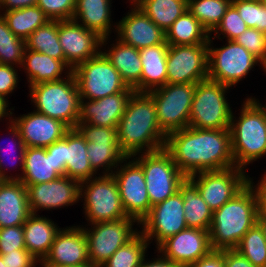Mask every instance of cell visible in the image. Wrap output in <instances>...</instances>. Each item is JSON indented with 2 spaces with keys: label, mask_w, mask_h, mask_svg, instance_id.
I'll use <instances>...</instances> for the list:
<instances>
[{
  "label": "cell",
  "mask_w": 266,
  "mask_h": 267,
  "mask_svg": "<svg viewBox=\"0 0 266 267\" xmlns=\"http://www.w3.org/2000/svg\"><path fill=\"white\" fill-rule=\"evenodd\" d=\"M164 149L186 177L235 166L229 129L189 126L167 134Z\"/></svg>",
  "instance_id": "1"
},
{
  "label": "cell",
  "mask_w": 266,
  "mask_h": 267,
  "mask_svg": "<svg viewBox=\"0 0 266 267\" xmlns=\"http://www.w3.org/2000/svg\"><path fill=\"white\" fill-rule=\"evenodd\" d=\"M166 134L161 130L156 106L148 92H134L117 125V140L126 157L164 148Z\"/></svg>",
  "instance_id": "2"
},
{
  "label": "cell",
  "mask_w": 266,
  "mask_h": 267,
  "mask_svg": "<svg viewBox=\"0 0 266 267\" xmlns=\"http://www.w3.org/2000/svg\"><path fill=\"white\" fill-rule=\"evenodd\" d=\"M259 208L254 190L247 184L231 200L213 211L209 228L213 250L233 249L257 223Z\"/></svg>",
  "instance_id": "3"
},
{
  "label": "cell",
  "mask_w": 266,
  "mask_h": 267,
  "mask_svg": "<svg viewBox=\"0 0 266 267\" xmlns=\"http://www.w3.org/2000/svg\"><path fill=\"white\" fill-rule=\"evenodd\" d=\"M239 110V117L233 112L231 115V147L235 166L247 170L248 165L266 156V122L264 112L249 96Z\"/></svg>",
  "instance_id": "4"
},
{
  "label": "cell",
  "mask_w": 266,
  "mask_h": 267,
  "mask_svg": "<svg viewBox=\"0 0 266 267\" xmlns=\"http://www.w3.org/2000/svg\"><path fill=\"white\" fill-rule=\"evenodd\" d=\"M29 97L34 111L76 128L80 116V94L73 73L59 81L30 86Z\"/></svg>",
  "instance_id": "5"
},
{
  "label": "cell",
  "mask_w": 266,
  "mask_h": 267,
  "mask_svg": "<svg viewBox=\"0 0 266 267\" xmlns=\"http://www.w3.org/2000/svg\"><path fill=\"white\" fill-rule=\"evenodd\" d=\"M230 87L210 79L196 84L189 126L197 129H229L232 107L227 94Z\"/></svg>",
  "instance_id": "6"
},
{
  "label": "cell",
  "mask_w": 266,
  "mask_h": 267,
  "mask_svg": "<svg viewBox=\"0 0 266 267\" xmlns=\"http://www.w3.org/2000/svg\"><path fill=\"white\" fill-rule=\"evenodd\" d=\"M79 201L88 224L130 218L126 215L112 174L80 182Z\"/></svg>",
  "instance_id": "7"
},
{
  "label": "cell",
  "mask_w": 266,
  "mask_h": 267,
  "mask_svg": "<svg viewBox=\"0 0 266 267\" xmlns=\"http://www.w3.org/2000/svg\"><path fill=\"white\" fill-rule=\"evenodd\" d=\"M213 42L208 40V79L233 88L247 78L254 67L260 66L265 71V65L234 40H225V46L217 48Z\"/></svg>",
  "instance_id": "8"
},
{
  "label": "cell",
  "mask_w": 266,
  "mask_h": 267,
  "mask_svg": "<svg viewBox=\"0 0 266 267\" xmlns=\"http://www.w3.org/2000/svg\"><path fill=\"white\" fill-rule=\"evenodd\" d=\"M132 157L143 168L151 207L174 195L179 191V185L186 179L164 148Z\"/></svg>",
  "instance_id": "9"
},
{
  "label": "cell",
  "mask_w": 266,
  "mask_h": 267,
  "mask_svg": "<svg viewBox=\"0 0 266 267\" xmlns=\"http://www.w3.org/2000/svg\"><path fill=\"white\" fill-rule=\"evenodd\" d=\"M80 99L96 100L108 95L134 90L126 85L118 70L100 52L72 69Z\"/></svg>",
  "instance_id": "10"
},
{
  "label": "cell",
  "mask_w": 266,
  "mask_h": 267,
  "mask_svg": "<svg viewBox=\"0 0 266 267\" xmlns=\"http://www.w3.org/2000/svg\"><path fill=\"white\" fill-rule=\"evenodd\" d=\"M81 226L88 242L89 262L95 267L104 264L118 248L130 241L140 231L139 223L133 218Z\"/></svg>",
  "instance_id": "11"
},
{
  "label": "cell",
  "mask_w": 266,
  "mask_h": 267,
  "mask_svg": "<svg viewBox=\"0 0 266 267\" xmlns=\"http://www.w3.org/2000/svg\"><path fill=\"white\" fill-rule=\"evenodd\" d=\"M196 84H165L148 92L155 103L158 124L167 135L189 127Z\"/></svg>",
  "instance_id": "12"
},
{
  "label": "cell",
  "mask_w": 266,
  "mask_h": 267,
  "mask_svg": "<svg viewBox=\"0 0 266 267\" xmlns=\"http://www.w3.org/2000/svg\"><path fill=\"white\" fill-rule=\"evenodd\" d=\"M112 175L126 215L140 223L151 209L142 166L133 157H126Z\"/></svg>",
  "instance_id": "13"
},
{
  "label": "cell",
  "mask_w": 266,
  "mask_h": 267,
  "mask_svg": "<svg viewBox=\"0 0 266 267\" xmlns=\"http://www.w3.org/2000/svg\"><path fill=\"white\" fill-rule=\"evenodd\" d=\"M76 129L85 138L90 165L98 175L112 174L126 158L119 148L117 128L78 123Z\"/></svg>",
  "instance_id": "14"
},
{
  "label": "cell",
  "mask_w": 266,
  "mask_h": 267,
  "mask_svg": "<svg viewBox=\"0 0 266 267\" xmlns=\"http://www.w3.org/2000/svg\"><path fill=\"white\" fill-rule=\"evenodd\" d=\"M212 211L231 200L248 184V173L240 167L204 171L188 177Z\"/></svg>",
  "instance_id": "15"
},
{
  "label": "cell",
  "mask_w": 266,
  "mask_h": 267,
  "mask_svg": "<svg viewBox=\"0 0 266 267\" xmlns=\"http://www.w3.org/2000/svg\"><path fill=\"white\" fill-rule=\"evenodd\" d=\"M184 202L180 191L151 207L148 215L139 223L140 232L157 248L167 238L187 227L184 218ZM154 240V242H153Z\"/></svg>",
  "instance_id": "16"
},
{
  "label": "cell",
  "mask_w": 266,
  "mask_h": 267,
  "mask_svg": "<svg viewBox=\"0 0 266 267\" xmlns=\"http://www.w3.org/2000/svg\"><path fill=\"white\" fill-rule=\"evenodd\" d=\"M167 84L194 83L208 79V44L169 45Z\"/></svg>",
  "instance_id": "17"
},
{
  "label": "cell",
  "mask_w": 266,
  "mask_h": 267,
  "mask_svg": "<svg viewBox=\"0 0 266 267\" xmlns=\"http://www.w3.org/2000/svg\"><path fill=\"white\" fill-rule=\"evenodd\" d=\"M26 188L31 213L68 208L80 203V182L66 175L53 181L28 185Z\"/></svg>",
  "instance_id": "18"
},
{
  "label": "cell",
  "mask_w": 266,
  "mask_h": 267,
  "mask_svg": "<svg viewBox=\"0 0 266 267\" xmlns=\"http://www.w3.org/2000/svg\"><path fill=\"white\" fill-rule=\"evenodd\" d=\"M58 37L65 56V65L72 71L101 52L102 38L74 19L58 21Z\"/></svg>",
  "instance_id": "19"
},
{
  "label": "cell",
  "mask_w": 266,
  "mask_h": 267,
  "mask_svg": "<svg viewBox=\"0 0 266 267\" xmlns=\"http://www.w3.org/2000/svg\"><path fill=\"white\" fill-rule=\"evenodd\" d=\"M212 250L209 231L186 228L163 241L154 253L159 252L180 267H188Z\"/></svg>",
  "instance_id": "20"
},
{
  "label": "cell",
  "mask_w": 266,
  "mask_h": 267,
  "mask_svg": "<svg viewBox=\"0 0 266 267\" xmlns=\"http://www.w3.org/2000/svg\"><path fill=\"white\" fill-rule=\"evenodd\" d=\"M90 265L88 242L82 226L61 228L40 266Z\"/></svg>",
  "instance_id": "21"
},
{
  "label": "cell",
  "mask_w": 266,
  "mask_h": 267,
  "mask_svg": "<svg viewBox=\"0 0 266 267\" xmlns=\"http://www.w3.org/2000/svg\"><path fill=\"white\" fill-rule=\"evenodd\" d=\"M131 4V5H130ZM131 8L117 22L116 37L125 44L142 49L166 42V33L134 3L129 1Z\"/></svg>",
  "instance_id": "22"
},
{
  "label": "cell",
  "mask_w": 266,
  "mask_h": 267,
  "mask_svg": "<svg viewBox=\"0 0 266 267\" xmlns=\"http://www.w3.org/2000/svg\"><path fill=\"white\" fill-rule=\"evenodd\" d=\"M12 109L11 120L18 127L26 147L46 148L64 138L70 128L63 122L36 111L16 117ZM15 115V116H14Z\"/></svg>",
  "instance_id": "23"
},
{
  "label": "cell",
  "mask_w": 266,
  "mask_h": 267,
  "mask_svg": "<svg viewBox=\"0 0 266 267\" xmlns=\"http://www.w3.org/2000/svg\"><path fill=\"white\" fill-rule=\"evenodd\" d=\"M135 90L108 95L96 100L80 99V116L78 123L117 128L120 118L127 108Z\"/></svg>",
  "instance_id": "24"
},
{
  "label": "cell",
  "mask_w": 266,
  "mask_h": 267,
  "mask_svg": "<svg viewBox=\"0 0 266 267\" xmlns=\"http://www.w3.org/2000/svg\"><path fill=\"white\" fill-rule=\"evenodd\" d=\"M110 40V37L102 38L101 52L118 70L126 85L136 92H141L142 63L139 49L123 43L117 37L113 40L114 43L108 44Z\"/></svg>",
  "instance_id": "25"
},
{
  "label": "cell",
  "mask_w": 266,
  "mask_h": 267,
  "mask_svg": "<svg viewBox=\"0 0 266 267\" xmlns=\"http://www.w3.org/2000/svg\"><path fill=\"white\" fill-rule=\"evenodd\" d=\"M31 214L26 186L19 180L0 184V229L23 225Z\"/></svg>",
  "instance_id": "26"
},
{
  "label": "cell",
  "mask_w": 266,
  "mask_h": 267,
  "mask_svg": "<svg viewBox=\"0 0 266 267\" xmlns=\"http://www.w3.org/2000/svg\"><path fill=\"white\" fill-rule=\"evenodd\" d=\"M112 0H76L73 18L101 38L115 35L117 22L113 23ZM113 30V31H112Z\"/></svg>",
  "instance_id": "27"
},
{
  "label": "cell",
  "mask_w": 266,
  "mask_h": 267,
  "mask_svg": "<svg viewBox=\"0 0 266 267\" xmlns=\"http://www.w3.org/2000/svg\"><path fill=\"white\" fill-rule=\"evenodd\" d=\"M60 229L58 223L49 217L31 213L23 224L26 250L41 262Z\"/></svg>",
  "instance_id": "28"
},
{
  "label": "cell",
  "mask_w": 266,
  "mask_h": 267,
  "mask_svg": "<svg viewBox=\"0 0 266 267\" xmlns=\"http://www.w3.org/2000/svg\"><path fill=\"white\" fill-rule=\"evenodd\" d=\"M21 69L26 73L28 87L42 82L59 81L72 72L61 60L30 49L24 52L19 72Z\"/></svg>",
  "instance_id": "29"
},
{
  "label": "cell",
  "mask_w": 266,
  "mask_h": 267,
  "mask_svg": "<svg viewBox=\"0 0 266 267\" xmlns=\"http://www.w3.org/2000/svg\"><path fill=\"white\" fill-rule=\"evenodd\" d=\"M65 175L79 182L98 175L90 165L85 138L76 128L65 134Z\"/></svg>",
  "instance_id": "30"
},
{
  "label": "cell",
  "mask_w": 266,
  "mask_h": 267,
  "mask_svg": "<svg viewBox=\"0 0 266 267\" xmlns=\"http://www.w3.org/2000/svg\"><path fill=\"white\" fill-rule=\"evenodd\" d=\"M168 48V43H162L139 50L142 63L141 92H150L166 84Z\"/></svg>",
  "instance_id": "31"
},
{
  "label": "cell",
  "mask_w": 266,
  "mask_h": 267,
  "mask_svg": "<svg viewBox=\"0 0 266 267\" xmlns=\"http://www.w3.org/2000/svg\"><path fill=\"white\" fill-rule=\"evenodd\" d=\"M59 177L52 155L45 148H25L23 173L19 181L28 186L53 181Z\"/></svg>",
  "instance_id": "32"
},
{
  "label": "cell",
  "mask_w": 266,
  "mask_h": 267,
  "mask_svg": "<svg viewBox=\"0 0 266 267\" xmlns=\"http://www.w3.org/2000/svg\"><path fill=\"white\" fill-rule=\"evenodd\" d=\"M183 196L184 218L188 228H197L209 231L213 211L203 200L196 185L188 178L179 185Z\"/></svg>",
  "instance_id": "33"
},
{
  "label": "cell",
  "mask_w": 266,
  "mask_h": 267,
  "mask_svg": "<svg viewBox=\"0 0 266 267\" xmlns=\"http://www.w3.org/2000/svg\"><path fill=\"white\" fill-rule=\"evenodd\" d=\"M209 37V32L188 10L166 31L168 45L208 44Z\"/></svg>",
  "instance_id": "34"
},
{
  "label": "cell",
  "mask_w": 266,
  "mask_h": 267,
  "mask_svg": "<svg viewBox=\"0 0 266 267\" xmlns=\"http://www.w3.org/2000/svg\"><path fill=\"white\" fill-rule=\"evenodd\" d=\"M165 33L188 8V0H130Z\"/></svg>",
  "instance_id": "35"
},
{
  "label": "cell",
  "mask_w": 266,
  "mask_h": 267,
  "mask_svg": "<svg viewBox=\"0 0 266 267\" xmlns=\"http://www.w3.org/2000/svg\"><path fill=\"white\" fill-rule=\"evenodd\" d=\"M0 15L6 21L12 33L23 40H26L37 28L50 21L37 5L0 11Z\"/></svg>",
  "instance_id": "36"
},
{
  "label": "cell",
  "mask_w": 266,
  "mask_h": 267,
  "mask_svg": "<svg viewBox=\"0 0 266 267\" xmlns=\"http://www.w3.org/2000/svg\"><path fill=\"white\" fill-rule=\"evenodd\" d=\"M6 126H7L6 129H7L9 138L11 139L12 142L8 143L10 145H7L6 146L7 148L4 146L1 147L2 144L0 145V177L3 180H20L22 177V173H23L24 155H25L26 146L23 142V139L21 138L18 127L14 124V122L11 120L6 123ZM8 147H11V148H8ZM13 150L16 152L12 153ZM16 153H18V155H15ZM10 154H11V157L8 156L9 159L5 157V155L7 156ZM9 160H12V161H9ZM8 165H10L9 167H11V170H13L14 168L16 169L18 166H20L18 167L19 170H17L20 172L14 173L15 175H13L12 173L8 174V171L11 172V170H8L10 169L9 167H7Z\"/></svg>",
  "instance_id": "37"
},
{
  "label": "cell",
  "mask_w": 266,
  "mask_h": 267,
  "mask_svg": "<svg viewBox=\"0 0 266 267\" xmlns=\"http://www.w3.org/2000/svg\"><path fill=\"white\" fill-rule=\"evenodd\" d=\"M26 49L46 54L65 64V56L58 37V20H50L37 28L26 40Z\"/></svg>",
  "instance_id": "38"
},
{
  "label": "cell",
  "mask_w": 266,
  "mask_h": 267,
  "mask_svg": "<svg viewBox=\"0 0 266 267\" xmlns=\"http://www.w3.org/2000/svg\"><path fill=\"white\" fill-rule=\"evenodd\" d=\"M148 248H151L148 240L139 231L100 267H139Z\"/></svg>",
  "instance_id": "39"
},
{
  "label": "cell",
  "mask_w": 266,
  "mask_h": 267,
  "mask_svg": "<svg viewBox=\"0 0 266 267\" xmlns=\"http://www.w3.org/2000/svg\"><path fill=\"white\" fill-rule=\"evenodd\" d=\"M232 0H188L187 10L209 34L217 27Z\"/></svg>",
  "instance_id": "40"
},
{
  "label": "cell",
  "mask_w": 266,
  "mask_h": 267,
  "mask_svg": "<svg viewBox=\"0 0 266 267\" xmlns=\"http://www.w3.org/2000/svg\"><path fill=\"white\" fill-rule=\"evenodd\" d=\"M26 41L15 36L0 15V64L21 67Z\"/></svg>",
  "instance_id": "41"
},
{
  "label": "cell",
  "mask_w": 266,
  "mask_h": 267,
  "mask_svg": "<svg viewBox=\"0 0 266 267\" xmlns=\"http://www.w3.org/2000/svg\"><path fill=\"white\" fill-rule=\"evenodd\" d=\"M235 249L254 266L266 267V238L257 223L241 238Z\"/></svg>",
  "instance_id": "42"
},
{
  "label": "cell",
  "mask_w": 266,
  "mask_h": 267,
  "mask_svg": "<svg viewBox=\"0 0 266 267\" xmlns=\"http://www.w3.org/2000/svg\"><path fill=\"white\" fill-rule=\"evenodd\" d=\"M231 4L249 28H256L266 34V8L262 1L232 0Z\"/></svg>",
  "instance_id": "43"
},
{
  "label": "cell",
  "mask_w": 266,
  "mask_h": 267,
  "mask_svg": "<svg viewBox=\"0 0 266 267\" xmlns=\"http://www.w3.org/2000/svg\"><path fill=\"white\" fill-rule=\"evenodd\" d=\"M249 27L245 21L240 17L236 8L230 4L227 8L225 15L221 19L217 27L210 33L209 39L215 40L216 38L234 40L240 34H242ZM212 34H214L212 36ZM222 36V37H221Z\"/></svg>",
  "instance_id": "44"
},
{
  "label": "cell",
  "mask_w": 266,
  "mask_h": 267,
  "mask_svg": "<svg viewBox=\"0 0 266 267\" xmlns=\"http://www.w3.org/2000/svg\"><path fill=\"white\" fill-rule=\"evenodd\" d=\"M266 66V34L256 28H248L234 39Z\"/></svg>",
  "instance_id": "45"
},
{
  "label": "cell",
  "mask_w": 266,
  "mask_h": 267,
  "mask_svg": "<svg viewBox=\"0 0 266 267\" xmlns=\"http://www.w3.org/2000/svg\"><path fill=\"white\" fill-rule=\"evenodd\" d=\"M76 0H37V6L50 20L73 18Z\"/></svg>",
  "instance_id": "46"
},
{
  "label": "cell",
  "mask_w": 266,
  "mask_h": 267,
  "mask_svg": "<svg viewBox=\"0 0 266 267\" xmlns=\"http://www.w3.org/2000/svg\"><path fill=\"white\" fill-rule=\"evenodd\" d=\"M26 249L23 225L10 226L0 229V255Z\"/></svg>",
  "instance_id": "47"
},
{
  "label": "cell",
  "mask_w": 266,
  "mask_h": 267,
  "mask_svg": "<svg viewBox=\"0 0 266 267\" xmlns=\"http://www.w3.org/2000/svg\"><path fill=\"white\" fill-rule=\"evenodd\" d=\"M19 69V67L12 65L0 64V96L8 102L11 93L13 94L14 90L19 88L18 84L21 80L19 77L21 73H18Z\"/></svg>",
  "instance_id": "48"
},
{
  "label": "cell",
  "mask_w": 266,
  "mask_h": 267,
  "mask_svg": "<svg viewBox=\"0 0 266 267\" xmlns=\"http://www.w3.org/2000/svg\"><path fill=\"white\" fill-rule=\"evenodd\" d=\"M5 267H37L40 266L37 260L26 249H17L14 252H9L1 255Z\"/></svg>",
  "instance_id": "49"
},
{
  "label": "cell",
  "mask_w": 266,
  "mask_h": 267,
  "mask_svg": "<svg viewBox=\"0 0 266 267\" xmlns=\"http://www.w3.org/2000/svg\"><path fill=\"white\" fill-rule=\"evenodd\" d=\"M46 151L52 155L55 164V171L60 175H65V136L55 143L47 146Z\"/></svg>",
  "instance_id": "50"
},
{
  "label": "cell",
  "mask_w": 266,
  "mask_h": 267,
  "mask_svg": "<svg viewBox=\"0 0 266 267\" xmlns=\"http://www.w3.org/2000/svg\"><path fill=\"white\" fill-rule=\"evenodd\" d=\"M224 255L225 267H257L254 266L247 258L239 253L235 248L221 249Z\"/></svg>",
  "instance_id": "51"
},
{
  "label": "cell",
  "mask_w": 266,
  "mask_h": 267,
  "mask_svg": "<svg viewBox=\"0 0 266 267\" xmlns=\"http://www.w3.org/2000/svg\"><path fill=\"white\" fill-rule=\"evenodd\" d=\"M188 267H225L224 255L220 250H212Z\"/></svg>",
  "instance_id": "52"
},
{
  "label": "cell",
  "mask_w": 266,
  "mask_h": 267,
  "mask_svg": "<svg viewBox=\"0 0 266 267\" xmlns=\"http://www.w3.org/2000/svg\"><path fill=\"white\" fill-rule=\"evenodd\" d=\"M260 179L257 180L258 183L255 184L253 177L248 175V185L254 190L257 202H266V170Z\"/></svg>",
  "instance_id": "53"
},
{
  "label": "cell",
  "mask_w": 266,
  "mask_h": 267,
  "mask_svg": "<svg viewBox=\"0 0 266 267\" xmlns=\"http://www.w3.org/2000/svg\"><path fill=\"white\" fill-rule=\"evenodd\" d=\"M157 257L152 259L148 258V254L143 258L139 267H180L176 265L172 261L168 260L167 258L163 257L159 252H157ZM147 257V258H146Z\"/></svg>",
  "instance_id": "54"
},
{
  "label": "cell",
  "mask_w": 266,
  "mask_h": 267,
  "mask_svg": "<svg viewBox=\"0 0 266 267\" xmlns=\"http://www.w3.org/2000/svg\"><path fill=\"white\" fill-rule=\"evenodd\" d=\"M37 0H2L0 11H10L35 6Z\"/></svg>",
  "instance_id": "55"
},
{
  "label": "cell",
  "mask_w": 266,
  "mask_h": 267,
  "mask_svg": "<svg viewBox=\"0 0 266 267\" xmlns=\"http://www.w3.org/2000/svg\"><path fill=\"white\" fill-rule=\"evenodd\" d=\"M10 104L11 102L9 103L6 99L0 96V122L4 121V119L6 122L11 121L13 106L10 107Z\"/></svg>",
  "instance_id": "56"
},
{
  "label": "cell",
  "mask_w": 266,
  "mask_h": 267,
  "mask_svg": "<svg viewBox=\"0 0 266 267\" xmlns=\"http://www.w3.org/2000/svg\"><path fill=\"white\" fill-rule=\"evenodd\" d=\"M257 224L262 229L263 234L266 238V215H257Z\"/></svg>",
  "instance_id": "57"
},
{
  "label": "cell",
  "mask_w": 266,
  "mask_h": 267,
  "mask_svg": "<svg viewBox=\"0 0 266 267\" xmlns=\"http://www.w3.org/2000/svg\"><path fill=\"white\" fill-rule=\"evenodd\" d=\"M258 203V214L257 215H266V202H257Z\"/></svg>",
  "instance_id": "58"
},
{
  "label": "cell",
  "mask_w": 266,
  "mask_h": 267,
  "mask_svg": "<svg viewBox=\"0 0 266 267\" xmlns=\"http://www.w3.org/2000/svg\"><path fill=\"white\" fill-rule=\"evenodd\" d=\"M257 105L258 107L263 111L266 112V103L265 105L260 102V100L256 97H253L252 95L249 96Z\"/></svg>",
  "instance_id": "59"
},
{
  "label": "cell",
  "mask_w": 266,
  "mask_h": 267,
  "mask_svg": "<svg viewBox=\"0 0 266 267\" xmlns=\"http://www.w3.org/2000/svg\"><path fill=\"white\" fill-rule=\"evenodd\" d=\"M38 267H95L90 265H80V266H38Z\"/></svg>",
  "instance_id": "60"
},
{
  "label": "cell",
  "mask_w": 266,
  "mask_h": 267,
  "mask_svg": "<svg viewBox=\"0 0 266 267\" xmlns=\"http://www.w3.org/2000/svg\"><path fill=\"white\" fill-rule=\"evenodd\" d=\"M0 267H5L1 255H0Z\"/></svg>",
  "instance_id": "61"
},
{
  "label": "cell",
  "mask_w": 266,
  "mask_h": 267,
  "mask_svg": "<svg viewBox=\"0 0 266 267\" xmlns=\"http://www.w3.org/2000/svg\"><path fill=\"white\" fill-rule=\"evenodd\" d=\"M262 3L264 4V6L266 8V0H262Z\"/></svg>",
  "instance_id": "62"
},
{
  "label": "cell",
  "mask_w": 266,
  "mask_h": 267,
  "mask_svg": "<svg viewBox=\"0 0 266 267\" xmlns=\"http://www.w3.org/2000/svg\"><path fill=\"white\" fill-rule=\"evenodd\" d=\"M264 118H265V122H266V112H264Z\"/></svg>",
  "instance_id": "63"
}]
</instances>
